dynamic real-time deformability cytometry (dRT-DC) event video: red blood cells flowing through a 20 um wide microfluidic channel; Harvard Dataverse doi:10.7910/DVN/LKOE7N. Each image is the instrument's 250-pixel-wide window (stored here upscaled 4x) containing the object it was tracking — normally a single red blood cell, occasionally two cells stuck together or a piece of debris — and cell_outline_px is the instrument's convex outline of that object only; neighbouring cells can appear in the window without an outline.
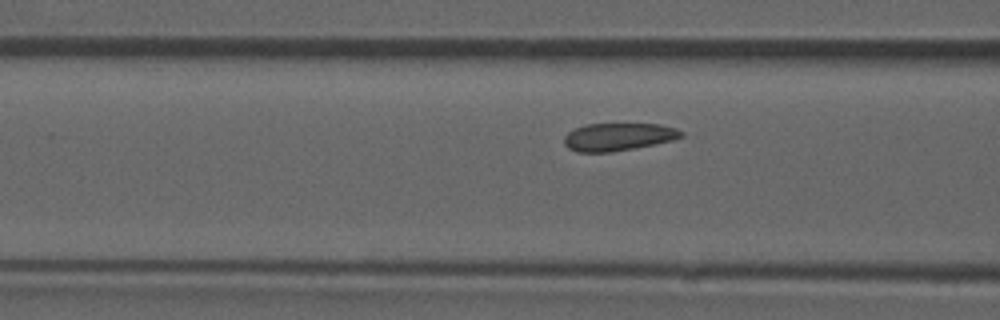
{"species": "common noctule bat (a hibernating species)", "species_latin": "Nyctalus noctula", "temperature_condition": "room temperature", "stored_images_in_passage": 31, "camera_frame_rate_fps": 3000, "um_per_image_px": 0.085, "animal": {"sex": "male", "forearm_length_mm": 52.5}, "frame": {"image": 1, "passage_image": 5, "time_ms": 1.333, "image_size_px": [1000, 320], "cell_outline_px": [[684, 136], [672, 140], [612, 152], [576, 152], [568, 148], [564, 144], [564, 136], [568, 132], [584, 124], [660, 124], [676, 128], [684, 132]], "centroid_in_image_um": [52.53, 11.63], "position_along_channel_um": 114.1, "area_um2": 18.84}, "authors_computed_cell_mechanics": {"area_um2": 19.1896, "velocity_mm_per_s": 3.8383, "shape_relaxation_time_tau1_ms": 1.9914, "shape_relaxation_time_tau2_ms": null, "deformation_change_tau1": 0.0402, "deformation_change_tau2": null}}